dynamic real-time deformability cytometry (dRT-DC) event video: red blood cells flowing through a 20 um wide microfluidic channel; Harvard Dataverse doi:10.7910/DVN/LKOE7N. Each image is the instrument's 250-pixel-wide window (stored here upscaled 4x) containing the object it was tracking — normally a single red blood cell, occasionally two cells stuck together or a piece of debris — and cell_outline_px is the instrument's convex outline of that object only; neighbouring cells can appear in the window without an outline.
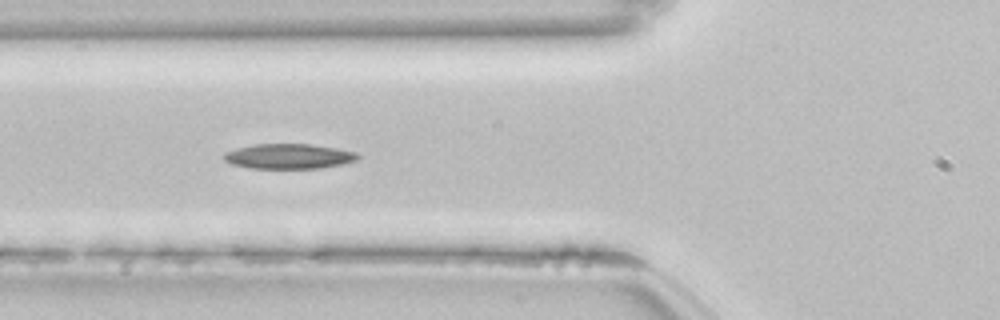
{"species": "common noctule bat (a hibernating species)", "species_latin": "Nyctalus noctula", "temperature_condition": "room temperature", "stored_images_in_passage": 40, "camera_frame_rate_fps": 3000, "um_per_image_px": 0.085, "animal": {"sex": "female", "body_mass_g": 22.7, "forearm_length_mm": 54.2}, "frame": {"image": 1, "passage_image": 7, "time_ms": 2.0, "image_size_px": [1000, 320], "cell_outline_px": [[360, 156], [356, 160], [344, 164], [320, 168], [252, 168], [232, 164], [224, 160], [224, 152], [256, 144], [308, 144], [336, 148], [356, 152]], "centroid_in_image_um": [24.58, 13.29], "position_along_channel_um": 101.2, "area_um2": 19.31}, "authors_computed_cell_mechanics": {"area_um2": 18.8139, "velocity_mm_per_s": 3.833, "shape_relaxation_time_tau1_ms": 5.8046, "shape_relaxation_time_tau2_ms": null, "deformation_change_tau1": 0.1404, "deformation_change_tau2": null}}